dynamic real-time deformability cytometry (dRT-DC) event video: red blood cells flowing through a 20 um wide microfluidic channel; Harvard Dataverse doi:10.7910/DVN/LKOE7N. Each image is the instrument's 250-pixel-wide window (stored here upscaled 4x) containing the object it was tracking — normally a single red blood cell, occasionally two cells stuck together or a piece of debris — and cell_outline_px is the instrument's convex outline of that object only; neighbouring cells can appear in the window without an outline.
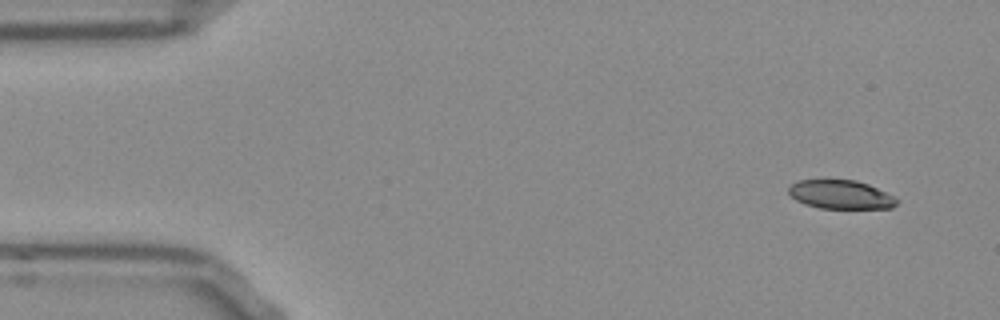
{"species": "Egyptian fruit bat (a non-hibernating species)", "species_latin": "Rousettus aegyptiacus", "temperature_condition": "room temperature", "stored_images_in_passage": 50, "camera_frame_rate_fps": 3000, "um_per_image_px": 0.085, "frame": {"image": 1, "passage_image": 1, "time_ms": 0.0, "image_size_px": [1000, 320], "cell_outline_px": [[900, 200], [892, 208], [820, 208], [804, 204], [796, 200], [788, 192], [788, 188], [796, 180], [856, 180], [868, 184]], "centroid_in_image_um": [71.43, 16.54], "position_along_channel_um": 13.6, "area_um2": 17.98}}
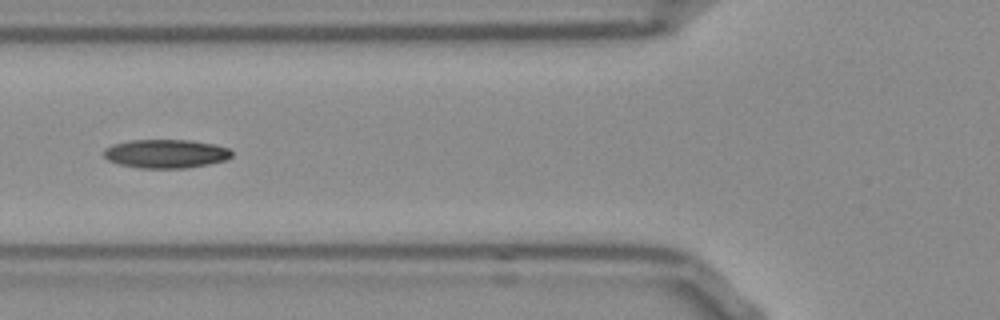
{"frame": {"image": 2, "passage_image": 17, "time_ms": 5.333, "image_size_px": [1000, 320], "cell_outline_px": [[232, 156], [228, 160], [208, 164], [184, 168], [140, 168], [120, 164], [108, 160], [104, 156], [104, 148], [112, 144], [132, 140], [188, 140], [216, 144], [228, 148], [232, 152]], "centroid_in_image_um": [14.11, 13.06], "position_along_channel_um": 111.7, "area_um2": 21.44}}
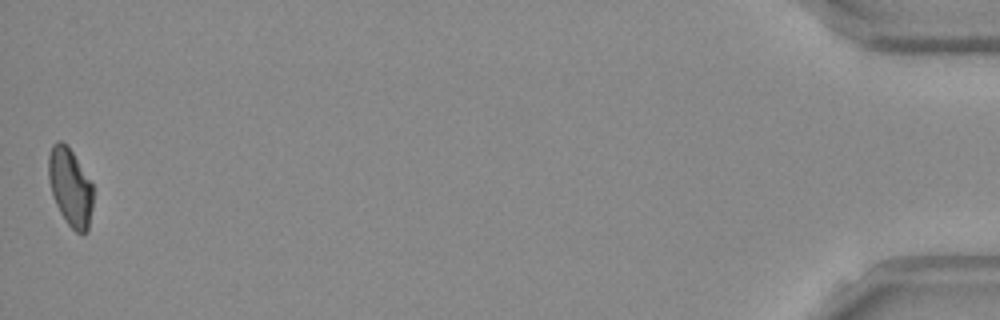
{"frame": {"image": 3, "passage_image": 50, "time_ms": 16.333, "image_size_px": [1000, 320], "cell_outline_px": [[92, 208], [88, 232], [76, 232], [68, 224], [60, 212], [56, 204], [52, 192], [48, 176], [48, 156], [52, 144], [56, 140], [60, 140], [72, 152], [92, 184]], "centroid_in_image_um": [5.96, 15.91], "position_along_channel_um": 429.2, "area_um2": 19.88}, "authors_computed_cell_mechanics": {"area_um2": 20.6346, "velocity_mm_per_s": 3.8041, "shape_relaxation_time_tau1_ms": 5.5748, "shape_relaxation_time_tau2_ms": 7.0768, "deformation_change_tau1": 0.1519, "deformation_change_tau2": 0.1134}}